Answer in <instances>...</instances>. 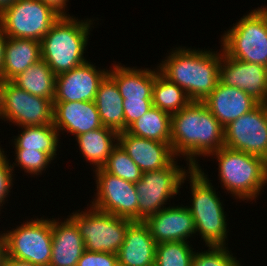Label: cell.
<instances>
[{"mask_svg":"<svg viewBox=\"0 0 267 266\" xmlns=\"http://www.w3.org/2000/svg\"><path fill=\"white\" fill-rule=\"evenodd\" d=\"M152 102L153 106L172 115L186 107L191 100L182 88L158 73L154 80Z\"/></svg>","mask_w":267,"mask_h":266,"instance_id":"obj_29","label":"cell"},{"mask_svg":"<svg viewBox=\"0 0 267 266\" xmlns=\"http://www.w3.org/2000/svg\"><path fill=\"white\" fill-rule=\"evenodd\" d=\"M118 143L142 172L165 168L177 158L171 143L138 137L127 131L119 132Z\"/></svg>","mask_w":267,"mask_h":266,"instance_id":"obj_17","label":"cell"},{"mask_svg":"<svg viewBox=\"0 0 267 266\" xmlns=\"http://www.w3.org/2000/svg\"><path fill=\"white\" fill-rule=\"evenodd\" d=\"M21 130L12 141L15 150H37L45 152L52 160L56 158L60 134L54 124L23 126Z\"/></svg>","mask_w":267,"mask_h":266,"instance_id":"obj_27","label":"cell"},{"mask_svg":"<svg viewBox=\"0 0 267 266\" xmlns=\"http://www.w3.org/2000/svg\"><path fill=\"white\" fill-rule=\"evenodd\" d=\"M11 82L29 94L44 97L50 101L55 98L56 75L43 59L29 66Z\"/></svg>","mask_w":267,"mask_h":266,"instance_id":"obj_26","label":"cell"},{"mask_svg":"<svg viewBox=\"0 0 267 266\" xmlns=\"http://www.w3.org/2000/svg\"><path fill=\"white\" fill-rule=\"evenodd\" d=\"M7 36L5 35L2 27L0 26V74L2 71V64L4 60V54H5V45L7 42Z\"/></svg>","mask_w":267,"mask_h":266,"instance_id":"obj_38","label":"cell"},{"mask_svg":"<svg viewBox=\"0 0 267 266\" xmlns=\"http://www.w3.org/2000/svg\"><path fill=\"white\" fill-rule=\"evenodd\" d=\"M220 42L229 57L267 67V6L243 15L224 32Z\"/></svg>","mask_w":267,"mask_h":266,"instance_id":"obj_6","label":"cell"},{"mask_svg":"<svg viewBox=\"0 0 267 266\" xmlns=\"http://www.w3.org/2000/svg\"><path fill=\"white\" fill-rule=\"evenodd\" d=\"M60 17L40 0H17L0 15V26L7 37L41 42Z\"/></svg>","mask_w":267,"mask_h":266,"instance_id":"obj_11","label":"cell"},{"mask_svg":"<svg viewBox=\"0 0 267 266\" xmlns=\"http://www.w3.org/2000/svg\"><path fill=\"white\" fill-rule=\"evenodd\" d=\"M118 132L108 127L82 133L76 136L79 151L94 170L102 168L113 148L118 144Z\"/></svg>","mask_w":267,"mask_h":266,"instance_id":"obj_25","label":"cell"},{"mask_svg":"<svg viewBox=\"0 0 267 266\" xmlns=\"http://www.w3.org/2000/svg\"><path fill=\"white\" fill-rule=\"evenodd\" d=\"M41 59V42L25 38H7L0 81H11Z\"/></svg>","mask_w":267,"mask_h":266,"instance_id":"obj_23","label":"cell"},{"mask_svg":"<svg viewBox=\"0 0 267 266\" xmlns=\"http://www.w3.org/2000/svg\"><path fill=\"white\" fill-rule=\"evenodd\" d=\"M77 266H119L117 254L85 250Z\"/></svg>","mask_w":267,"mask_h":266,"instance_id":"obj_36","label":"cell"},{"mask_svg":"<svg viewBox=\"0 0 267 266\" xmlns=\"http://www.w3.org/2000/svg\"><path fill=\"white\" fill-rule=\"evenodd\" d=\"M227 246H211L208 250L196 252L191 266H242Z\"/></svg>","mask_w":267,"mask_h":266,"instance_id":"obj_33","label":"cell"},{"mask_svg":"<svg viewBox=\"0 0 267 266\" xmlns=\"http://www.w3.org/2000/svg\"><path fill=\"white\" fill-rule=\"evenodd\" d=\"M93 21L89 18L80 21L78 17L61 16L42 38L41 59L56 76L88 61L84 51Z\"/></svg>","mask_w":267,"mask_h":266,"instance_id":"obj_3","label":"cell"},{"mask_svg":"<svg viewBox=\"0 0 267 266\" xmlns=\"http://www.w3.org/2000/svg\"><path fill=\"white\" fill-rule=\"evenodd\" d=\"M224 146L267 161V104L259 103L225 126Z\"/></svg>","mask_w":267,"mask_h":266,"instance_id":"obj_13","label":"cell"},{"mask_svg":"<svg viewBox=\"0 0 267 266\" xmlns=\"http://www.w3.org/2000/svg\"><path fill=\"white\" fill-rule=\"evenodd\" d=\"M4 149L0 147V209L8 201L9 192L13 187V170L10 166V160L6 157ZM7 199V200H6ZM1 211V210H0Z\"/></svg>","mask_w":267,"mask_h":266,"instance_id":"obj_35","label":"cell"},{"mask_svg":"<svg viewBox=\"0 0 267 266\" xmlns=\"http://www.w3.org/2000/svg\"><path fill=\"white\" fill-rule=\"evenodd\" d=\"M17 0H0V15L8 8L11 7Z\"/></svg>","mask_w":267,"mask_h":266,"instance_id":"obj_41","label":"cell"},{"mask_svg":"<svg viewBox=\"0 0 267 266\" xmlns=\"http://www.w3.org/2000/svg\"><path fill=\"white\" fill-rule=\"evenodd\" d=\"M4 266H37L28 261H22L15 258H6Z\"/></svg>","mask_w":267,"mask_h":266,"instance_id":"obj_39","label":"cell"},{"mask_svg":"<svg viewBox=\"0 0 267 266\" xmlns=\"http://www.w3.org/2000/svg\"><path fill=\"white\" fill-rule=\"evenodd\" d=\"M95 104L104 127L118 133L124 131L123 98L116 82L108 74L99 84Z\"/></svg>","mask_w":267,"mask_h":266,"instance_id":"obj_24","label":"cell"},{"mask_svg":"<svg viewBox=\"0 0 267 266\" xmlns=\"http://www.w3.org/2000/svg\"><path fill=\"white\" fill-rule=\"evenodd\" d=\"M91 63L86 61L56 76L53 102L95 101L99 84L108 74V69L97 68Z\"/></svg>","mask_w":267,"mask_h":266,"instance_id":"obj_15","label":"cell"},{"mask_svg":"<svg viewBox=\"0 0 267 266\" xmlns=\"http://www.w3.org/2000/svg\"><path fill=\"white\" fill-rule=\"evenodd\" d=\"M93 172L97 189L90 205L117 217L138 221V195L135 183L112 175L103 168Z\"/></svg>","mask_w":267,"mask_h":266,"instance_id":"obj_12","label":"cell"},{"mask_svg":"<svg viewBox=\"0 0 267 266\" xmlns=\"http://www.w3.org/2000/svg\"><path fill=\"white\" fill-rule=\"evenodd\" d=\"M53 124L74 137L102 127L95 101L53 102Z\"/></svg>","mask_w":267,"mask_h":266,"instance_id":"obj_18","label":"cell"},{"mask_svg":"<svg viewBox=\"0 0 267 266\" xmlns=\"http://www.w3.org/2000/svg\"><path fill=\"white\" fill-rule=\"evenodd\" d=\"M171 148L183 156L188 168H197V157H209L224 147V127L203 102L191 101L171 115Z\"/></svg>","mask_w":267,"mask_h":266,"instance_id":"obj_1","label":"cell"},{"mask_svg":"<svg viewBox=\"0 0 267 266\" xmlns=\"http://www.w3.org/2000/svg\"><path fill=\"white\" fill-rule=\"evenodd\" d=\"M178 165L176 159L167 167L143 172L141 179L135 183L138 195V221H145L149 216L164 209L185 183L186 174L191 168L185 169Z\"/></svg>","mask_w":267,"mask_h":266,"instance_id":"obj_8","label":"cell"},{"mask_svg":"<svg viewBox=\"0 0 267 266\" xmlns=\"http://www.w3.org/2000/svg\"><path fill=\"white\" fill-rule=\"evenodd\" d=\"M218 161V176L223 189L234 199L256 200L267 185V161L259 156L222 147L212 152ZM225 187V188H224Z\"/></svg>","mask_w":267,"mask_h":266,"instance_id":"obj_5","label":"cell"},{"mask_svg":"<svg viewBox=\"0 0 267 266\" xmlns=\"http://www.w3.org/2000/svg\"><path fill=\"white\" fill-rule=\"evenodd\" d=\"M52 219H32L4 231L6 258L49 266L52 254Z\"/></svg>","mask_w":267,"mask_h":266,"instance_id":"obj_9","label":"cell"},{"mask_svg":"<svg viewBox=\"0 0 267 266\" xmlns=\"http://www.w3.org/2000/svg\"><path fill=\"white\" fill-rule=\"evenodd\" d=\"M219 80L226 86L242 89L259 103L267 104V67L229 57L222 50Z\"/></svg>","mask_w":267,"mask_h":266,"instance_id":"obj_14","label":"cell"},{"mask_svg":"<svg viewBox=\"0 0 267 266\" xmlns=\"http://www.w3.org/2000/svg\"><path fill=\"white\" fill-rule=\"evenodd\" d=\"M52 254L49 266H77L85 251L84 241L76 223L52 218Z\"/></svg>","mask_w":267,"mask_h":266,"instance_id":"obj_21","label":"cell"},{"mask_svg":"<svg viewBox=\"0 0 267 266\" xmlns=\"http://www.w3.org/2000/svg\"><path fill=\"white\" fill-rule=\"evenodd\" d=\"M88 208L69 216L79 229L85 250L117 254L132 220L100 211L91 205Z\"/></svg>","mask_w":267,"mask_h":266,"instance_id":"obj_7","label":"cell"},{"mask_svg":"<svg viewBox=\"0 0 267 266\" xmlns=\"http://www.w3.org/2000/svg\"><path fill=\"white\" fill-rule=\"evenodd\" d=\"M202 102L223 127L253 110L259 104L242 89L226 86L220 81Z\"/></svg>","mask_w":267,"mask_h":266,"instance_id":"obj_19","label":"cell"},{"mask_svg":"<svg viewBox=\"0 0 267 266\" xmlns=\"http://www.w3.org/2000/svg\"><path fill=\"white\" fill-rule=\"evenodd\" d=\"M156 244L144 221H132L117 253L119 266H154Z\"/></svg>","mask_w":267,"mask_h":266,"instance_id":"obj_20","label":"cell"},{"mask_svg":"<svg viewBox=\"0 0 267 266\" xmlns=\"http://www.w3.org/2000/svg\"><path fill=\"white\" fill-rule=\"evenodd\" d=\"M15 162L10 166L14 171L16 165L24 170L25 173L30 175H42L46 171L49 164L53 161L45 152L37 150H14ZM15 166V167H14Z\"/></svg>","mask_w":267,"mask_h":266,"instance_id":"obj_32","label":"cell"},{"mask_svg":"<svg viewBox=\"0 0 267 266\" xmlns=\"http://www.w3.org/2000/svg\"><path fill=\"white\" fill-rule=\"evenodd\" d=\"M182 47L172 49L158 64L159 73L182 88L191 101L202 102L220 81L222 47L219 52Z\"/></svg>","mask_w":267,"mask_h":266,"instance_id":"obj_2","label":"cell"},{"mask_svg":"<svg viewBox=\"0 0 267 266\" xmlns=\"http://www.w3.org/2000/svg\"><path fill=\"white\" fill-rule=\"evenodd\" d=\"M135 68L113 64L108 75L116 82L123 100H152L155 76L159 73L158 67Z\"/></svg>","mask_w":267,"mask_h":266,"instance_id":"obj_22","label":"cell"},{"mask_svg":"<svg viewBox=\"0 0 267 266\" xmlns=\"http://www.w3.org/2000/svg\"><path fill=\"white\" fill-rule=\"evenodd\" d=\"M53 101L0 81V119L17 127L53 124Z\"/></svg>","mask_w":267,"mask_h":266,"instance_id":"obj_10","label":"cell"},{"mask_svg":"<svg viewBox=\"0 0 267 266\" xmlns=\"http://www.w3.org/2000/svg\"><path fill=\"white\" fill-rule=\"evenodd\" d=\"M186 241L156 244L154 266H191L195 251Z\"/></svg>","mask_w":267,"mask_h":266,"instance_id":"obj_30","label":"cell"},{"mask_svg":"<svg viewBox=\"0 0 267 266\" xmlns=\"http://www.w3.org/2000/svg\"><path fill=\"white\" fill-rule=\"evenodd\" d=\"M156 243L186 241L196 234L195 222L187 205L169 206L144 221Z\"/></svg>","mask_w":267,"mask_h":266,"instance_id":"obj_16","label":"cell"},{"mask_svg":"<svg viewBox=\"0 0 267 266\" xmlns=\"http://www.w3.org/2000/svg\"><path fill=\"white\" fill-rule=\"evenodd\" d=\"M207 176L200 164L186 174L193 198L187 208L194 219L196 235L199 232L207 247L226 246L229 231L224 204Z\"/></svg>","mask_w":267,"mask_h":266,"instance_id":"obj_4","label":"cell"},{"mask_svg":"<svg viewBox=\"0 0 267 266\" xmlns=\"http://www.w3.org/2000/svg\"><path fill=\"white\" fill-rule=\"evenodd\" d=\"M43 2L45 5L49 6L52 8L56 13H58L60 16H70L67 11V2L69 0H40Z\"/></svg>","mask_w":267,"mask_h":266,"instance_id":"obj_37","label":"cell"},{"mask_svg":"<svg viewBox=\"0 0 267 266\" xmlns=\"http://www.w3.org/2000/svg\"><path fill=\"white\" fill-rule=\"evenodd\" d=\"M102 168L112 175L133 183H137L143 174L119 143L113 148Z\"/></svg>","mask_w":267,"mask_h":266,"instance_id":"obj_31","label":"cell"},{"mask_svg":"<svg viewBox=\"0 0 267 266\" xmlns=\"http://www.w3.org/2000/svg\"><path fill=\"white\" fill-rule=\"evenodd\" d=\"M126 131L132 135L159 142H171V115L153 106L132 123Z\"/></svg>","mask_w":267,"mask_h":266,"instance_id":"obj_28","label":"cell"},{"mask_svg":"<svg viewBox=\"0 0 267 266\" xmlns=\"http://www.w3.org/2000/svg\"><path fill=\"white\" fill-rule=\"evenodd\" d=\"M6 259V242L4 238V234L0 233V266H4V262Z\"/></svg>","mask_w":267,"mask_h":266,"instance_id":"obj_40","label":"cell"},{"mask_svg":"<svg viewBox=\"0 0 267 266\" xmlns=\"http://www.w3.org/2000/svg\"><path fill=\"white\" fill-rule=\"evenodd\" d=\"M152 107V100H123L124 131Z\"/></svg>","mask_w":267,"mask_h":266,"instance_id":"obj_34","label":"cell"}]
</instances>
